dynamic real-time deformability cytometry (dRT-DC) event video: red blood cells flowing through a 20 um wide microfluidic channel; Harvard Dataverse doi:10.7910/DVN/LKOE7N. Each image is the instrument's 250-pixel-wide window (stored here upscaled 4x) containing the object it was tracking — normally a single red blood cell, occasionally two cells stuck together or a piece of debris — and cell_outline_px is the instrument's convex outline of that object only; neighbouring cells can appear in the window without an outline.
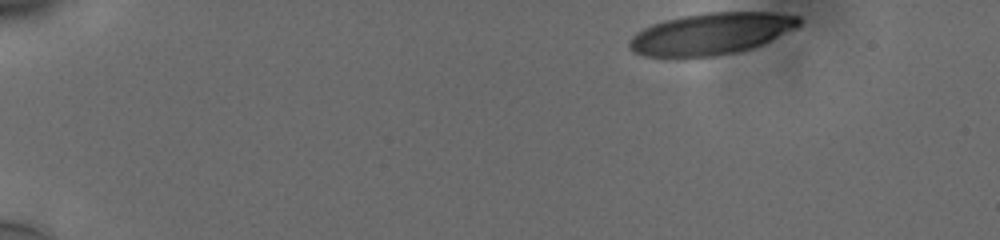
{"species": "human", "species_latin": "Homo sapiens", "temperature_condition": "cold", "stored_images_in_passage": 22, "camera_frame_rate_fps": 3000, "um_per_image_px": 0.085, "donor": {"sex": "male"}, "frame": {"image": 1, "passage_image": 1, "time_ms": 0.0, "image_size_px": [1000, 240], "cell_outline_px": [[800, 24], [796, 28], [752, 48], [736, 52], [712, 56], [644, 56], [628, 48], [628, 40], [636, 32], [652, 24], [664, 20], [704, 12], [772, 12], [800, 16]], "centroid_in_image_um": [60.43, 2.85], "position_along_channel_um": 24.6, "area_um2": 40.92}}
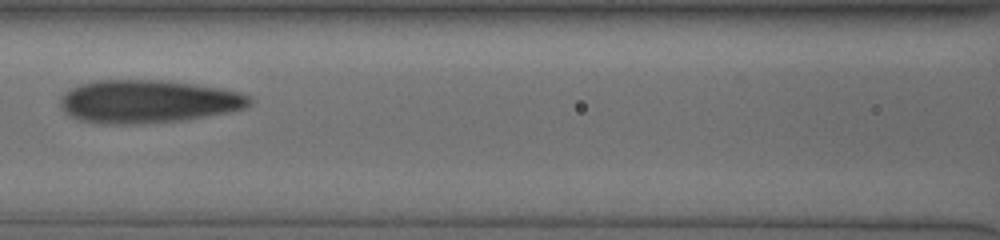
{"frame": {"image": 2, "passage_image": 9, "time_ms": 2.667, "image_size_px": [1000, 240], "cell_outline_px": [[252, 104], [244, 108], [228, 112], [180, 120], [128, 124], [116, 124], [80, 120], [64, 112], [60, 104], [60, 96], [64, 92], [80, 84], [96, 80], [168, 80], [220, 88], [240, 92], [248, 96], [252, 100]], "centroid_in_image_um": [12.57, 8.6], "position_along_channel_um": 154.0, "area_um2": 47.11}}
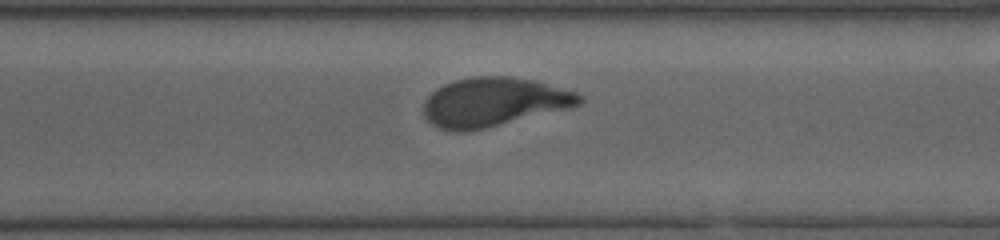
{"frame": {"image": 3, "passage_image": 22, "time_ms": 7.0, "image_size_px": [1000, 240], "cell_outline_px": [[584, 100], [580, 104], [568, 108], [484, 128], [464, 132], [460, 132], [440, 128], [432, 124], [424, 116], [424, 100], [436, 88], [452, 80], [472, 76], [512, 76], [536, 80], [576, 92], [584, 96]], "centroid_in_image_um": [41.96, 8.65], "position_along_channel_um": 328.6, "area_um2": 44.45}}